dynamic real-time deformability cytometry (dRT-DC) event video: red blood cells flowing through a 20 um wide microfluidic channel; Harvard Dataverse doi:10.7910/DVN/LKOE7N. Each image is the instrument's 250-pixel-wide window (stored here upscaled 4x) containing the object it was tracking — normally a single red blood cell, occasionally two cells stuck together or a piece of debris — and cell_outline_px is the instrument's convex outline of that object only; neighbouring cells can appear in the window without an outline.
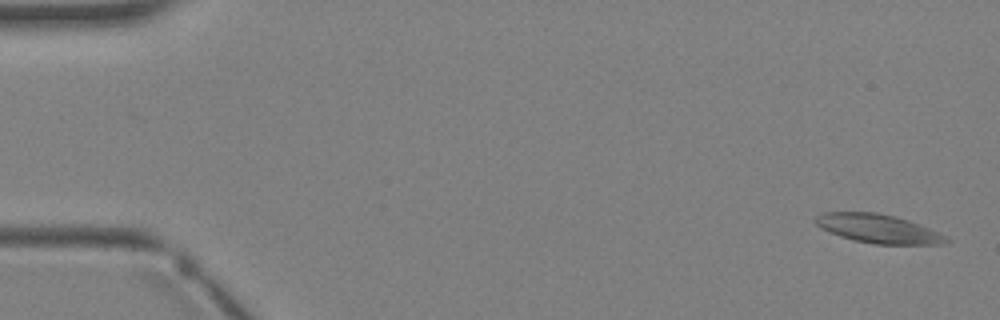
{"species": "Egyptian fruit bat (a non-hibernating species)", "species_latin": "Rousettus aegyptiacus", "temperature_condition": "warm", "stored_images_in_passage": 3, "camera_frame_rate_fps": 3000, "um_per_image_px": 0.085, "animal": {"sex": "female"}, "frame": {"image": 1, "passage_image": 1, "time_ms": 0.0, "image_size_px": [1000, 320], "cell_outline_px": [[952, 240], [944, 244], [876, 244], [852, 240], [840, 236], [820, 228], [812, 220], [816, 216], [824, 212], [876, 212], [908, 220], [948, 236]], "centroid_in_image_um": [74.63, 19.44], "position_along_channel_um": 10.4, "area_um2": 21.91}}